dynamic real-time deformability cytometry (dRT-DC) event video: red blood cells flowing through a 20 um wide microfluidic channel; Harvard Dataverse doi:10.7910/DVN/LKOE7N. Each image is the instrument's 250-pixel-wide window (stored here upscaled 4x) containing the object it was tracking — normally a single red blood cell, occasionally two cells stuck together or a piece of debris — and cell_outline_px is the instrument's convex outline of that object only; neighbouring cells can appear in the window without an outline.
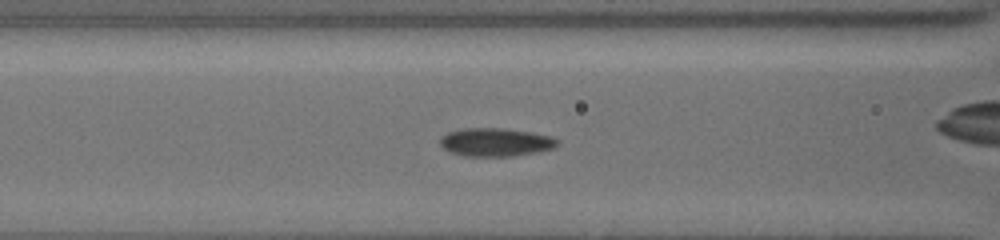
{"species": "common noctule bat (a hibernating species)", "species_latin": "Nyctalus noctula", "temperature_condition": "cold", "stored_images_in_passage": 55, "camera_frame_rate_fps": 3000, "um_per_image_px": 0.085, "animal": {"sex": "female", "body_mass_g": 19.5, "forearm_length_mm": 54.1}, "frame": {"image": 1, "passage_image": 24, "time_ms": 7.667, "image_size_px": [1000, 240], "cell_outline_px": [[560, 144], [552, 148], [540, 152], [516, 156], [464, 156], [448, 152], [440, 144], [440, 140], [448, 132], [464, 128], [504, 128], [532, 132], [552, 136], [560, 140]], "centroid_in_image_um": [42.18, 12.09], "position_along_channel_um": 124.4, "area_um2": 19.59}}
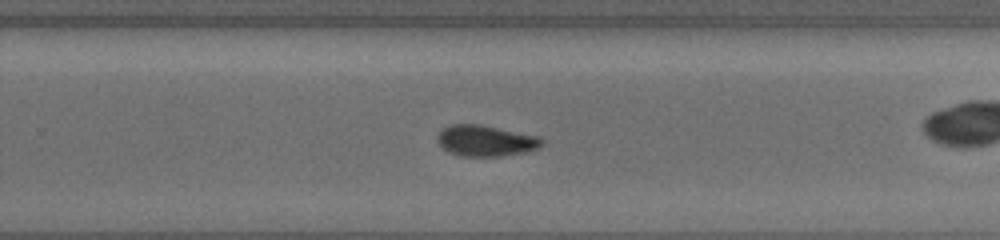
{"frame": {"image": 2, "passage_image": 37, "time_ms": 12.0, "image_size_px": [1000, 240], "cell_outline_px": [[544, 144], [540, 148], [524, 152], [500, 156], [460, 156], [448, 152], [436, 140], [436, 136], [444, 128], [452, 124], [480, 124], [540, 136], [544, 140]], "centroid_in_image_um": [41.31, 11.96], "position_along_channel_um": 288.5, "area_um2": 19.02}}
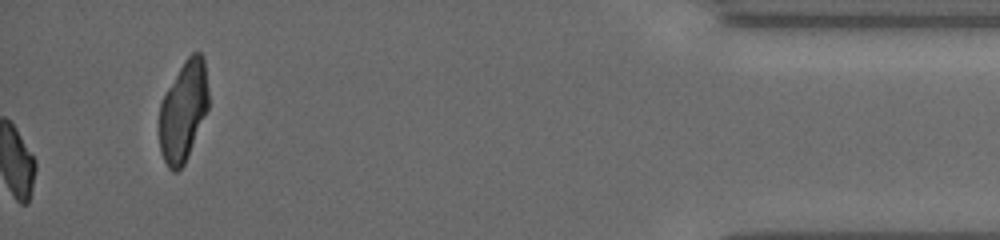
{"frame": {"image": 3, "passage_image": 55, "time_ms": 18.0, "image_size_px": [1000, 240], "cell_outline_px": [[208, 108], [184, 164], [176, 172], [172, 172], [168, 168], [160, 152], [160, 104], [164, 92], [184, 60], [192, 52], [200, 52], [204, 56], [208, 88]], "centroid_in_image_um": [15.58, 9.4], "position_along_channel_um": 419.6, "area_um2": 28.73}, "authors_computed_cell_mechanics": {"area_um2": 18.3804, "velocity_mm_per_s": 3.7989, "shape_relaxation_time_tau1_ms": 7.8278, "shape_relaxation_time_tau2_ms": 5.2728, "deformation_change_tau1": 0.1411, "deformation_change_tau2": 0.0848}}